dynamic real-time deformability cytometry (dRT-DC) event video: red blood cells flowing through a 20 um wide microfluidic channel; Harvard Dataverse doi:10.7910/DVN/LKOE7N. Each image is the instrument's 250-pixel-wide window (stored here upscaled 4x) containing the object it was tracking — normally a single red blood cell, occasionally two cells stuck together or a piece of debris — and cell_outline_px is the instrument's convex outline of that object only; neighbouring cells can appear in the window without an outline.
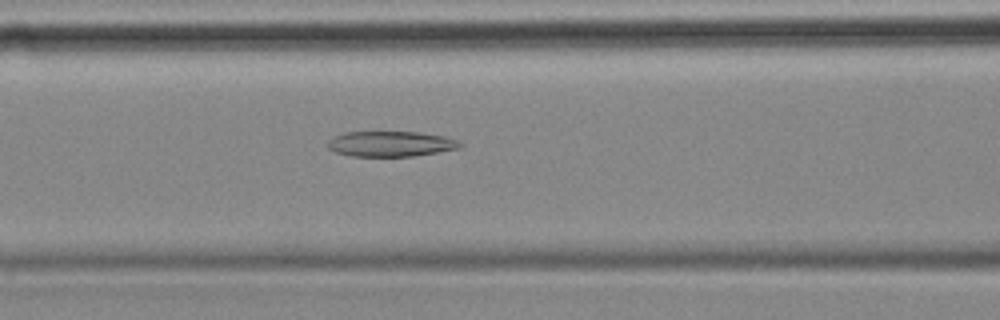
{"species": "common noctule bat (a hibernating species)", "species_latin": "Nyctalus noctula", "temperature_condition": "cold", "stored_images_in_passage": 55, "camera_frame_rate_fps": 3000, "um_per_image_px": 0.085, "animal": {"sex": "female", "body_mass_g": 18.4}, "frame": {"image": 1, "passage_image": 22, "time_ms": 7.0, "image_size_px": [1000, 320], "cell_outline_px": [[464, 144], [460, 148], [412, 156], [352, 156], [336, 152], [328, 148], [328, 140], [332, 136], [344, 132], [420, 132], [444, 136], [456, 140]], "centroid_in_image_um": [33.19, 12.22], "position_along_channel_um": 133.4, "area_um2": 19.54}}
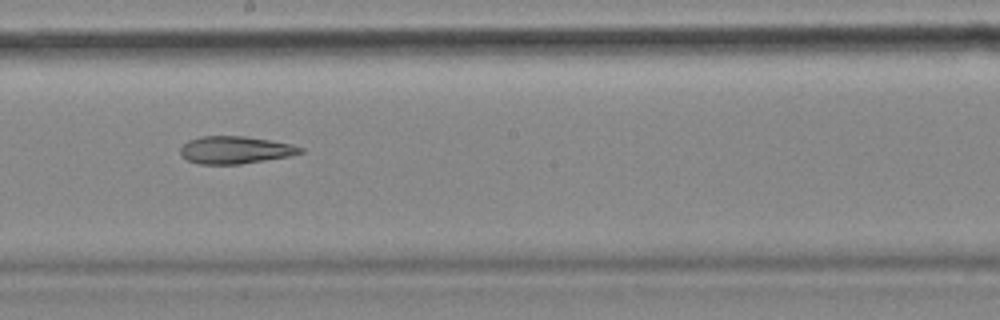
{"frame": {"image": 2, "passage_image": 30, "time_ms": 9.667, "image_size_px": [1000, 320], "cell_outline_px": [[304, 152], [288, 156], [240, 164], [200, 164], [188, 160], [180, 156], [180, 148], [188, 140], [200, 136], [244, 136], [272, 140], [292, 144], [304, 148]], "centroid_in_image_um": [19.98, 12.74], "position_along_channel_um": 228.2, "area_um2": 19.25}}
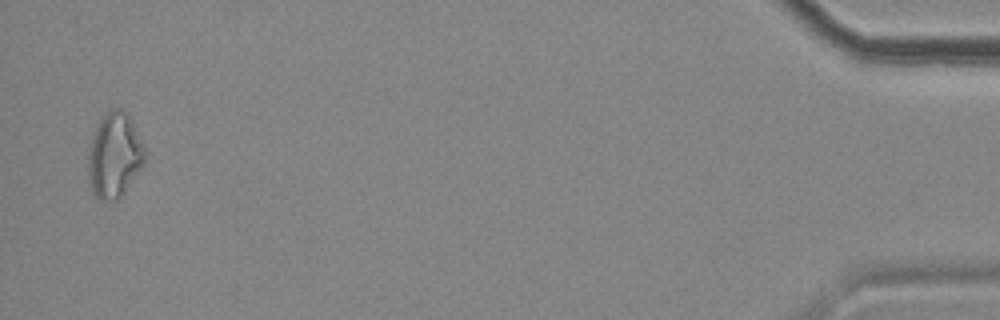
{"frame": {"image": 3, "passage_image": 54, "time_ms": 17.667, "image_size_px": [1000, 320], "cell_outline_px": [[144, 164], [124, 192], [116, 200], [100, 200], [92, 192], [88, 180], [88, 148], [96, 128], [100, 120], [108, 108], [124, 108], [128, 112], [132, 120], [144, 148]], "centroid_in_image_um": [9.71, 13.17], "position_along_channel_um": 425.5, "area_um2": 28.09}}